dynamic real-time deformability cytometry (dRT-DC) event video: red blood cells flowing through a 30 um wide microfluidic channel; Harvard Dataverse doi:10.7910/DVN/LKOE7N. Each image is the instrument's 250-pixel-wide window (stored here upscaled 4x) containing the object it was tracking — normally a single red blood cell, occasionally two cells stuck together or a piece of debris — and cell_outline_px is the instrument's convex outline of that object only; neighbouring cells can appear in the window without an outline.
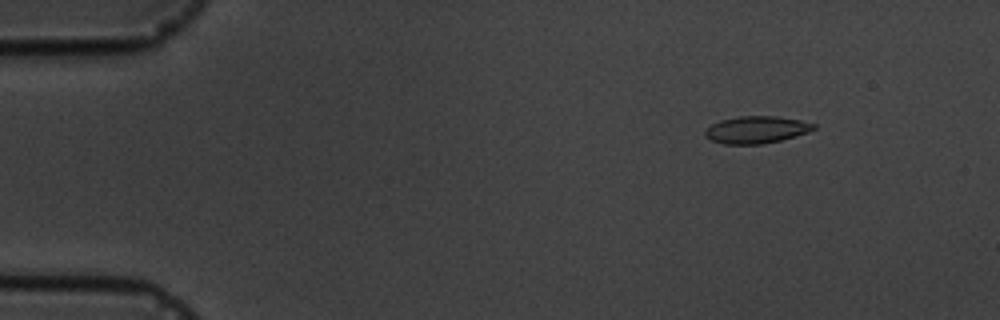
{"species": "common noctule bat (a hibernating species)", "species_latin": "Nyctalus noctula", "temperature_condition": "cold", "stored_images_in_passage": 7, "camera_frame_rate_fps": 3000, "um_per_image_px": 0.085, "animal": {"sex": "male", "body_mass_g": 19.5, "forearm_length_mm": 54.6}, "frame": {"image": 1, "passage_image": 2, "time_ms": 1.0, "image_size_px": [1000, 320], "cell_outline_px": [[816, 128], [808, 132], [780, 140], [760, 144], [724, 144], [712, 140], [704, 136], [704, 132], [712, 124], [720, 120], [740, 116], [776, 116], [800, 120], [816, 124]], "centroid_in_image_um": [64.29, 11.02], "position_along_channel_um": 20.7, "area_um2": 17.05}}
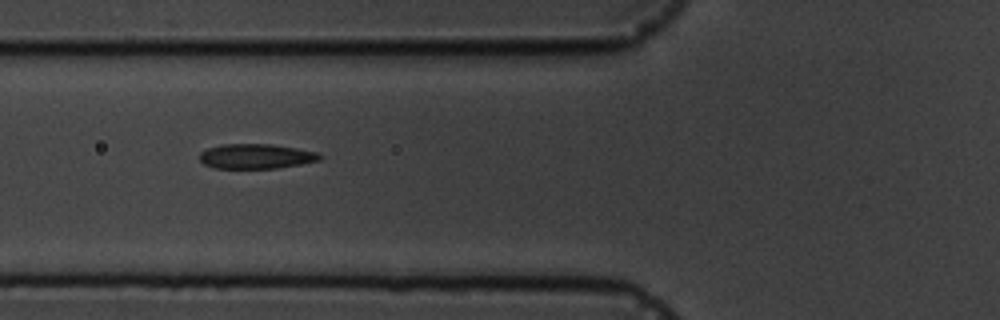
{"frame": {"image": 2, "passage_image": 6, "time_ms": 5.667, "image_size_px": [1000, 320], "cell_outline_px": [[324, 156], [320, 160], [300, 164], [276, 168], [212, 168], [204, 164], [200, 160], [200, 152], [208, 148], [220, 144], [272, 144], [296, 148], [316, 152]], "centroid_in_image_um": [21.75, 13.28], "position_along_channel_um": 104.0, "area_um2": 17.4}}
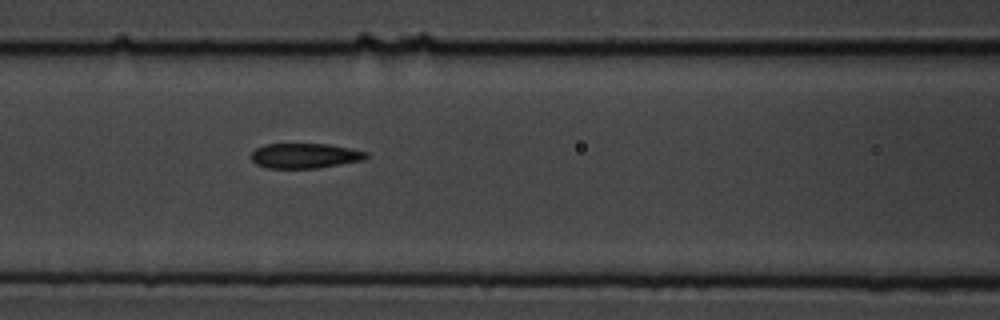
{"frame": {"image": 3, "passage_image": 7, "time_ms": 6.667, "image_size_px": [1000, 320], "cell_outline_px": [[368, 156], [364, 160], [316, 168], [268, 168], [256, 164], [252, 160], [252, 152], [256, 148], [264, 144], [328, 144], [368, 152]], "centroid_in_image_um": [25.91, 13.24], "position_along_channel_um": 140.7, "area_um2": 16.65}}